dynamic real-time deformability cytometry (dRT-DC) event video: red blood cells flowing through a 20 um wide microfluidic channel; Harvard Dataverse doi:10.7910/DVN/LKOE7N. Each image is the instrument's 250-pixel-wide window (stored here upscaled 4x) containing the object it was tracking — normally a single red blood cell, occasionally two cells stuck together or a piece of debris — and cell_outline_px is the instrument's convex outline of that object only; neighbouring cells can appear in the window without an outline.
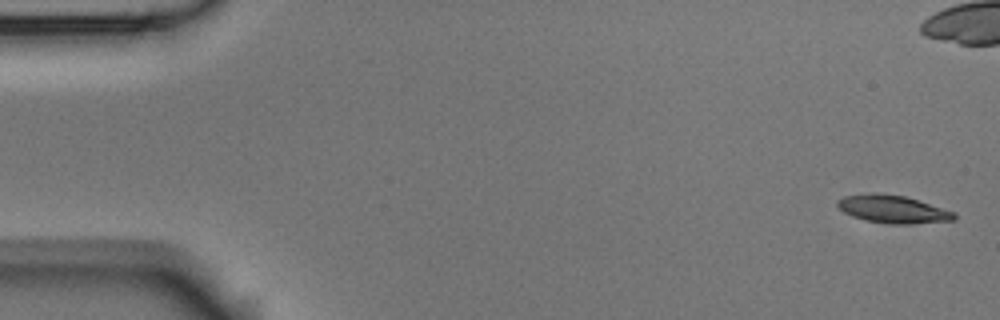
{"species": "Egyptian fruit bat (a non-hibernating species)", "species_latin": "Rousettus aegyptiacus", "temperature_condition": "room temperature", "stored_images_in_passage": 56, "camera_frame_rate_fps": 3000, "um_per_image_px": 0.085, "animal": {"sex": "male"}, "frame": {"image": 1, "passage_image": 1, "time_ms": 0.0, "image_size_px": [1000, 320], "cell_outline_px": [[956, 220], [908, 224], [888, 224], [864, 220], [852, 216], [844, 212], [836, 204], [836, 200], [844, 196], [868, 192], [880, 192], [904, 196], [956, 212]], "centroid_in_image_um": [75.86, 17.77], "position_along_channel_um": 9.1, "area_um2": 19.13}}
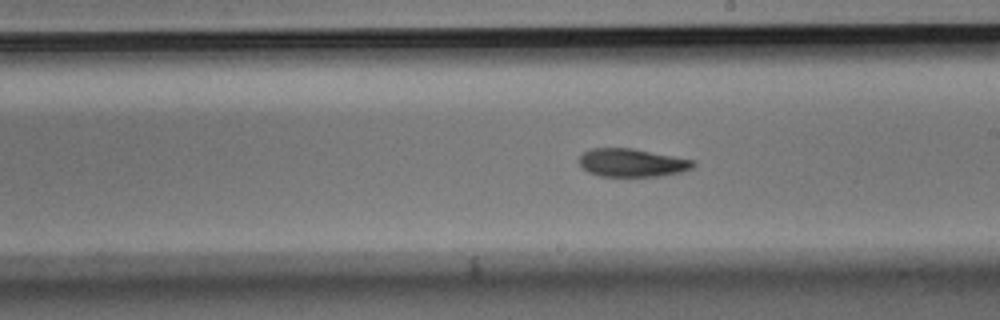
{"frame": {"image": 2, "passage_image": 31, "time_ms": 10.0, "image_size_px": [1000, 320], "cell_outline_px": [[696, 164], [692, 168], [680, 172], [660, 176], [600, 176], [588, 172], [580, 164], [580, 156], [584, 152], [592, 148], [632, 148], [692, 160]], "centroid_in_image_um": [53.7, 13.83], "position_along_channel_um": 235.3, "area_um2": 18.44}}
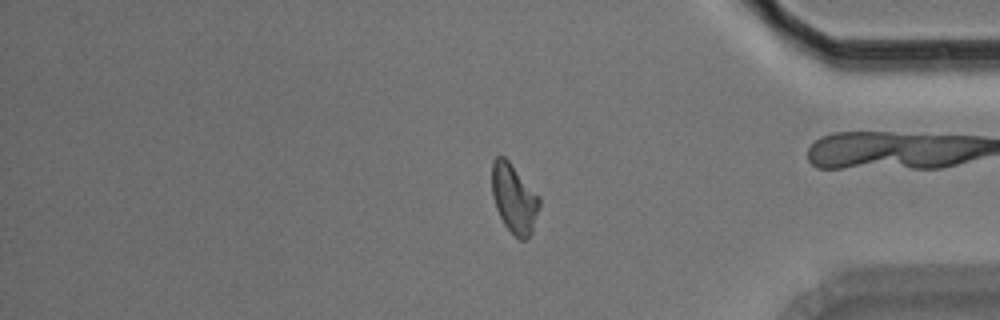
{"frame": {"image": 3, "passage_image": 46, "time_ms": 15.0, "image_size_px": [1000, 320], "cell_outline_px": [[540, 204], [532, 232], [524, 240], [520, 240], [504, 224], [496, 208], [492, 196], [492, 160], [496, 156], [504, 156], [508, 160], [540, 196]], "centroid_in_image_um": [43.69, 16.84], "position_along_channel_um": 391.5, "area_um2": 19.02}, "authors_computed_cell_mechanics": {"area_um2": 19.0451, "velocity_mm_per_s": 3.577, "shape_relaxation_time_tau1_ms": 4.6758, "shape_relaxation_time_tau2_ms": 4.4442, "deformation_change_tau1": 0.1525, "deformation_change_tau2": 0.1025}}